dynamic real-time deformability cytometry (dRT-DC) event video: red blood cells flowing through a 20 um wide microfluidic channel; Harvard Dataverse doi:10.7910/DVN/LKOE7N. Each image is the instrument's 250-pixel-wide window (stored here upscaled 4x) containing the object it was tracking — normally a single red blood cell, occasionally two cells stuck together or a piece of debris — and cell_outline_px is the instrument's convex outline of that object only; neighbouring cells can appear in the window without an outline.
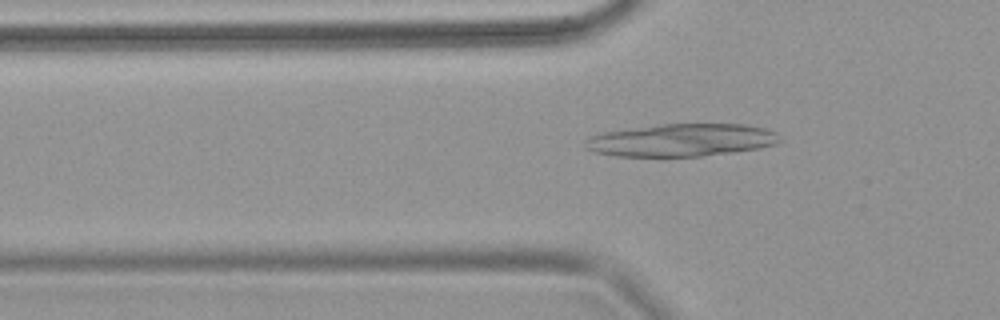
{"species": "common noctule bat (a hibernating species)", "species_latin": "Nyctalus noctula", "temperature_condition": "warm", "stored_images_in_passage": 41, "camera_frame_rate_fps": 3000, "um_per_image_px": 0.085, "animal": {"sex": "female", "body_mass_g": 18.4}, "frame": {"image": 1, "passage_image": 5, "time_ms": 1.333, "image_size_px": [1000, 320], "cell_outline_px": [[780, 140], [776, 144], [760, 148], [732, 152], [700, 156], [664, 160], [616, 156], [596, 152], [584, 148], [584, 144], [588, 136], [604, 132], [660, 124], [744, 124], [764, 128], [776, 132]], "centroid_in_image_um": [57.85, 11.95], "position_along_channel_um": 67.9, "area_um2": 38.09}}
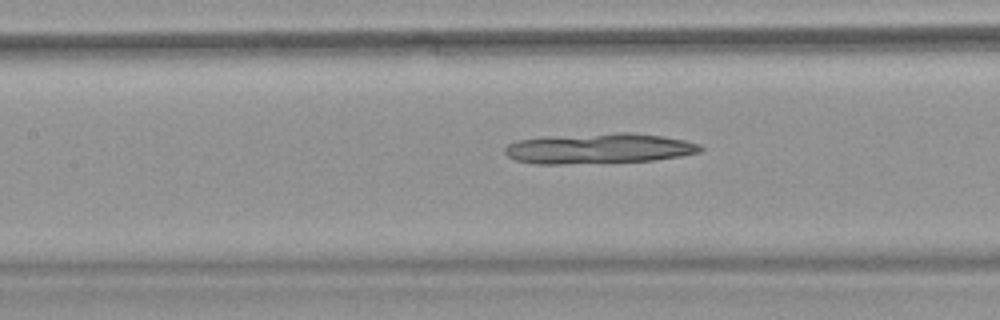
{"frame": {"image": 2, "passage_image": 14, "time_ms": 4.333, "image_size_px": [1000, 320], "cell_outline_px": [[704, 148], [700, 152], [680, 156], [652, 160], [564, 164], [532, 164], [516, 160], [508, 156], [504, 152], [504, 148], [508, 144], [516, 140], [540, 136], [616, 132], [632, 132], [664, 136], [684, 140], [700, 144]], "centroid_in_image_um": [50.86, 12.6], "position_along_channel_um": 156.5, "area_um2": 35.03}}
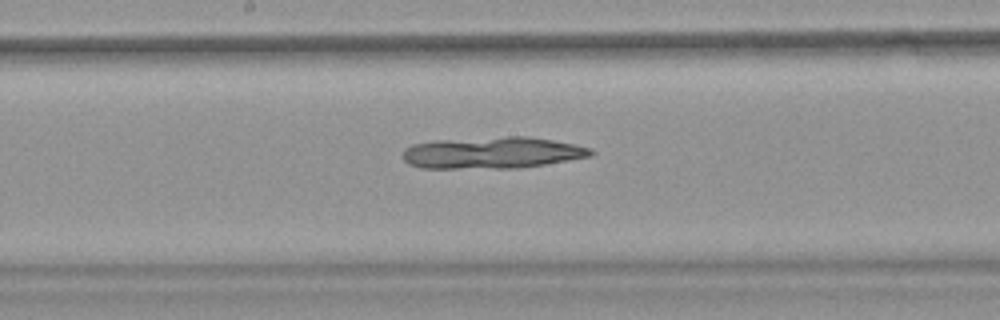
{"frame": {"image": 3, "passage_image": 19, "time_ms": 6.0, "image_size_px": [1000, 320], "cell_outline_px": [[596, 152], [592, 156], [544, 164], [516, 168], [420, 168], [408, 164], [404, 160], [404, 148], [412, 144], [432, 140], [508, 136], [528, 136], [576, 144], [592, 148]], "centroid_in_image_um": [41.84, 12.97], "position_along_channel_um": 206.4, "area_um2": 34.97}}